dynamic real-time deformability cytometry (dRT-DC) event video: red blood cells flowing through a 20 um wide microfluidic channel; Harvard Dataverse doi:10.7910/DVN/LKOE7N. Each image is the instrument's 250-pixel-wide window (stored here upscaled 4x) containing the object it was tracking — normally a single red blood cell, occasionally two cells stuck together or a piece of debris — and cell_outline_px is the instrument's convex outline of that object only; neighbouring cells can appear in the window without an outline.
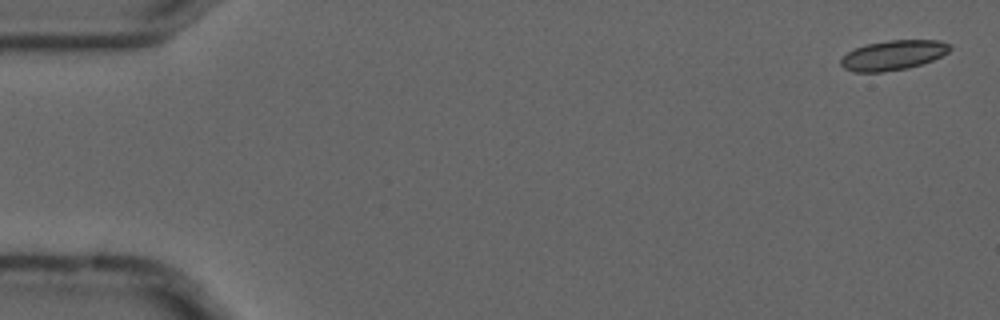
{"species": "common noctule bat (a hibernating species)", "species_latin": "Nyctalus noctula", "temperature_condition": "cold", "stored_images_in_passage": 5, "camera_frame_rate_fps": 3000, "um_per_image_px": 0.085, "animal": {"sex": "male", "forearm_length_mm": 52.5}, "frame": {"image": 1, "passage_image": 1, "time_ms": 0.0, "image_size_px": [1000, 320], "cell_outline_px": [[952, 48], [948, 52], [932, 60], [908, 68], [880, 72], [856, 72], [844, 68], [840, 64], [840, 60], [848, 52], [864, 44], [888, 40], [940, 40], [948, 44]], "centroid_in_image_um": [75.9, 4.68], "position_along_channel_um": 9.1, "area_um2": 18.79}}
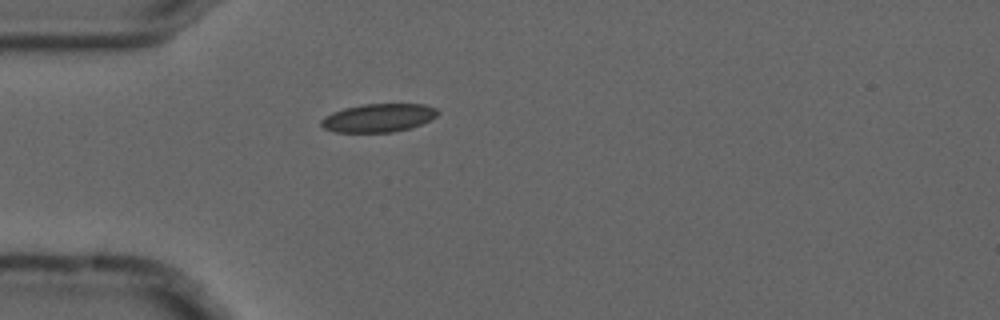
{"frame": {"image": 2, "passage_image": 5, "time_ms": 1.333, "image_size_px": [1000, 320], "cell_outline_px": [[440, 112], [436, 116], [412, 128], [392, 132], [336, 132], [324, 128], [320, 124], [320, 120], [324, 116], [332, 112], [344, 108], [364, 104], [424, 104], [436, 108]], "centroid_in_image_um": [32.15, 10.01], "position_along_channel_um": 52.8, "area_um2": 19.25}}